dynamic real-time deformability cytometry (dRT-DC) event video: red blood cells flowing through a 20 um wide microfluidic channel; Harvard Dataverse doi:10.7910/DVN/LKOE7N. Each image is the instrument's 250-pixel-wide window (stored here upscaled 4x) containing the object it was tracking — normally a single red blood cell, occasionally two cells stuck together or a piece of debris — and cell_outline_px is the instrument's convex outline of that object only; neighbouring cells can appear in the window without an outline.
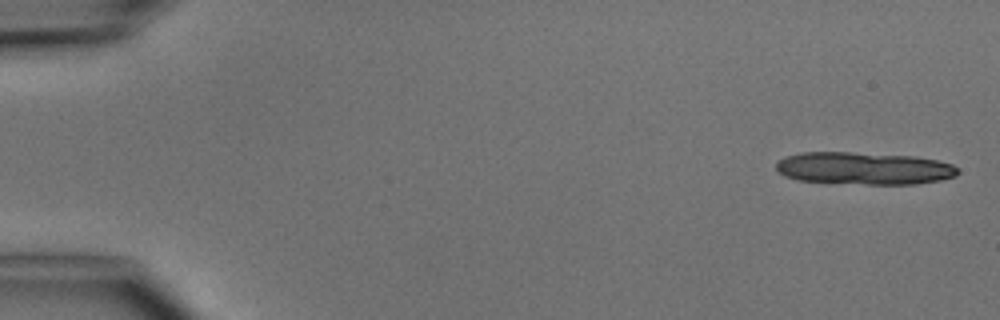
{"species": "common noctule bat (a hibernating species)", "species_latin": "Nyctalus noctula", "temperature_condition": "cold", "stored_images_in_passage": 5, "segment_of_instrument_passage": [1, 2], "camera_frame_rate_fps": 3000, "um_per_image_px": 0.085, "animal": {"sex": "male", "body_mass_g": 15.6}, "frame": {"image": 1, "passage_image": 1, "time_ms": 0.0, "image_size_px": [1000, 320], "cell_outline_px": [[960, 172], [956, 176], [940, 180], [916, 184], [868, 184], [796, 180], [784, 176], [776, 168], [776, 164], [784, 156], [800, 152], [848, 152], [916, 156], [936, 160], [952, 164]], "centroid_in_image_um": [73.44, 14.3], "position_along_channel_um": 11.6, "area_um2": 34.33}}